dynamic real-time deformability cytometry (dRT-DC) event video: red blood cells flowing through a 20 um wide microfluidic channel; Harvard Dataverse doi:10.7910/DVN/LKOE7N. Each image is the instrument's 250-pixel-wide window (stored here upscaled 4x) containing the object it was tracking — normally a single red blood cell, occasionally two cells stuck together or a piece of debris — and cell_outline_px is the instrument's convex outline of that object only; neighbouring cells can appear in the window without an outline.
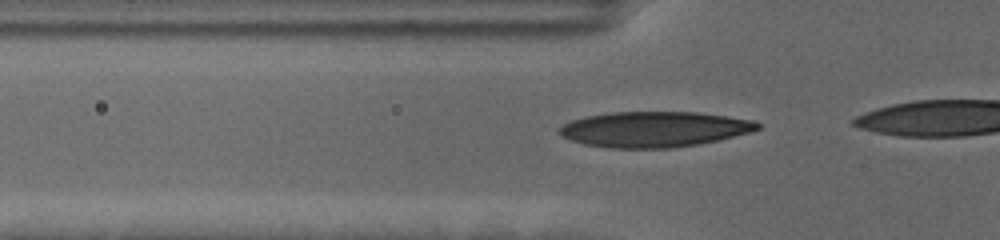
{"species": "human", "species_latin": "Homo sapiens", "temperature_condition": "cold", "stored_images_in_passage": 17, "camera_frame_rate_fps": 3000, "um_per_image_px": 0.085, "donor": {"sex": "female"}, "frame": {"image": 1, "passage_image": 10, "time_ms": 3.0, "image_size_px": [1000, 240], "cell_outline_px": [[760, 128], [748, 132], [720, 140], [672, 148], [612, 148], [584, 144], [560, 136], [560, 128], [564, 124], [572, 120], [588, 116], [612, 112], [696, 112], [752, 120], [760, 124]], "centroid_in_image_um": [55.59, 10.99], "position_along_channel_um": 70.2, "area_um2": 40.63}}
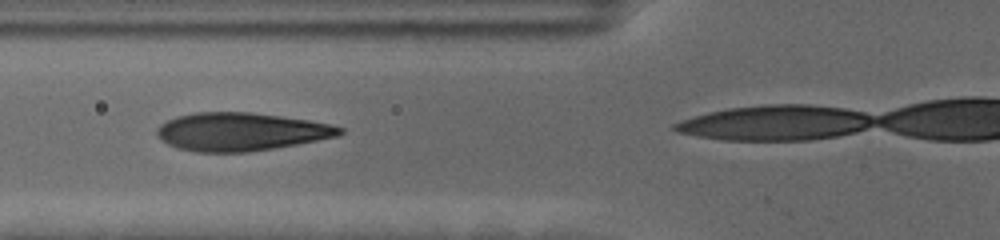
{"frame": {"image": 2, "passage_image": 13, "time_ms": 4.0, "image_size_px": [1000, 240], "cell_outline_px": [[344, 132], [340, 136], [296, 144], [248, 152], [196, 152], [176, 148], [168, 144], [156, 136], [156, 128], [160, 124], [176, 116], [196, 112], [252, 112], [308, 120], [332, 124], [344, 128]], "centroid_in_image_um": [20.46, 11.19], "position_along_channel_um": 105.3, "area_um2": 40.75}}
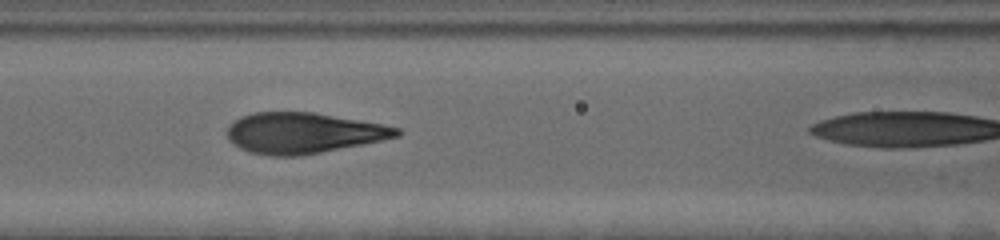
{"frame": {"image": 3, "passage_image": 16, "time_ms": 5.0, "image_size_px": [1000, 240], "cell_outline_px": [[400, 136], [300, 156], [272, 156], [252, 152], [240, 148], [232, 144], [228, 140], [228, 124], [240, 116], [252, 112], [312, 112], [384, 124], [400, 128]], "centroid_in_image_um": [25.73, 11.29], "position_along_channel_um": 140.9, "area_um2": 40.06}}